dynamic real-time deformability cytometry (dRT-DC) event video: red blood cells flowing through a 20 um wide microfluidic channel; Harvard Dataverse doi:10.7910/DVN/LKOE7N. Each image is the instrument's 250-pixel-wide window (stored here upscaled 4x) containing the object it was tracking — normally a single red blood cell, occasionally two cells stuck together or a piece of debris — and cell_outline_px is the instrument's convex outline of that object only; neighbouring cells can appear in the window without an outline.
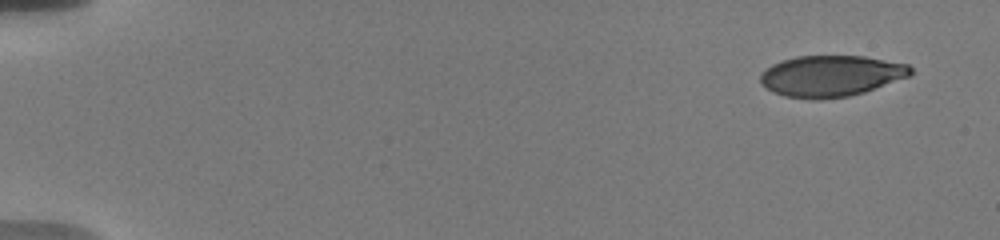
{"species": "human", "species_latin": "Homo sapiens", "temperature_condition": "warm", "stored_images_in_passage": 7, "camera_frame_rate_fps": 3000, "um_per_image_px": 0.085, "donor": {"sex": "male"}, "frame": {"image": 1, "passage_image": 1, "time_ms": 0.0, "image_size_px": [1000, 240], "cell_outline_px": [[912, 72], [908, 76], [864, 92], [848, 96], [816, 100], [812, 100], [784, 96], [772, 92], [764, 88], [760, 84], [760, 72], [764, 68], [780, 60], [796, 56], [864, 56], [908, 64], [912, 68]], "centroid_in_image_um": [70.55, 6.46], "position_along_channel_um": 14.5, "area_um2": 36.3}}
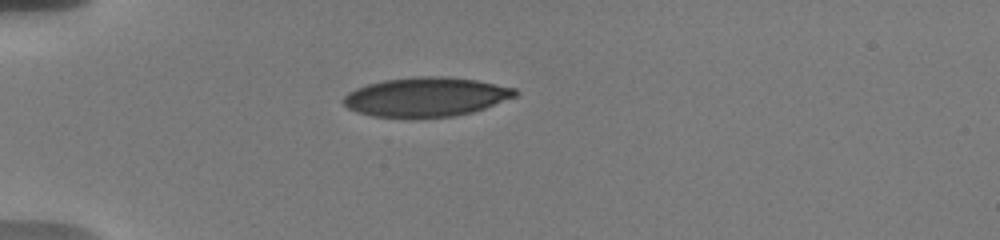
{"frame": {"image": 2, "passage_image": 5, "time_ms": 4.333, "image_size_px": [1000, 240], "cell_outline_px": [[520, 92], [516, 96], [484, 108], [472, 112], [452, 116], [372, 116], [356, 112], [348, 108], [340, 100], [348, 92], [356, 88], [368, 84], [384, 80], [416, 76], [444, 76], [476, 80], [516, 88]], "centroid_in_image_um": [36.2, 8.21], "position_along_channel_um": 48.8, "area_um2": 38.9}}
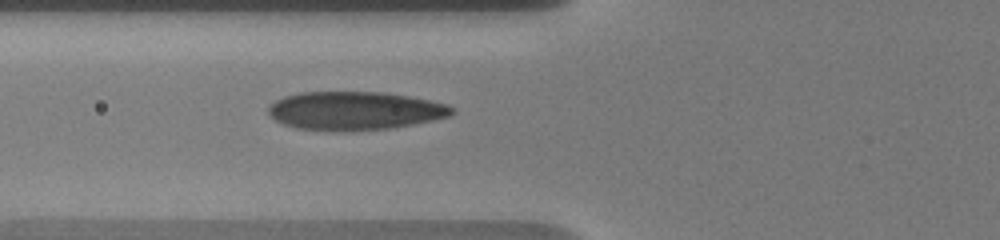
{"frame": {"image": 3, "passage_image": 7, "time_ms": 6.333, "image_size_px": [1000, 240], "cell_outline_px": [[456, 112], [452, 116], [412, 124], [388, 128], [296, 128], [280, 124], [268, 112], [268, 108], [276, 100], [284, 96], [300, 92], [380, 92], [408, 96], [432, 100], [448, 104], [456, 108]], "centroid_in_image_um": [30.22, 9.36], "position_along_channel_um": 95.6, "area_um2": 40.06}}